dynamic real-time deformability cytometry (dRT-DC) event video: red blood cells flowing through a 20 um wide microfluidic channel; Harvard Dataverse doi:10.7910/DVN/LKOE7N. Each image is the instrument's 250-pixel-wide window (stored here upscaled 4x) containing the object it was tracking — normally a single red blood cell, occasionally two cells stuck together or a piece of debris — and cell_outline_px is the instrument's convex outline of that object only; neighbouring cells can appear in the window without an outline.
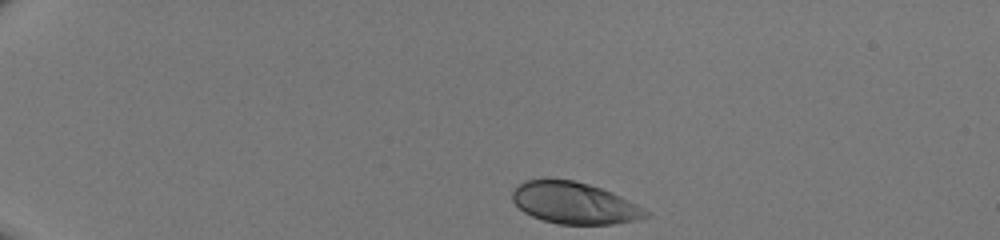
{"species": "human", "species_latin": "Homo sapiens", "temperature_condition": "room temperature", "stored_images_in_passage": 36, "camera_frame_rate_fps": 3000, "um_per_image_px": 0.085, "donor": {"sex": "male"}, "frame": {"image": 1, "passage_image": 1, "time_ms": 0.0, "image_size_px": [1000, 240], "cell_outline_px": [[648, 216], [636, 220], [612, 224], [560, 224], [544, 220], [532, 216], [524, 212], [512, 200], [512, 192], [516, 184], [524, 180], [572, 180], [588, 184], [612, 192], [644, 208], [648, 212]], "centroid_in_image_um": [48.8, 17.26], "position_along_channel_um": 36.2, "area_um2": 32.02}}
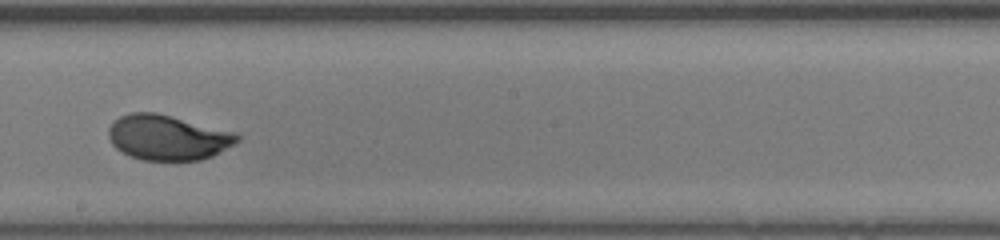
{"frame": {"image": 2, "passage_image": 21, "time_ms": 6.667, "image_size_px": [1000, 240], "cell_outline_px": [[240, 140], [212, 156], [200, 160], [140, 160], [116, 148], [112, 144], [108, 136], [108, 128], [120, 116], [132, 112], [156, 112], [236, 132], [240, 136]], "centroid_in_image_um": [14.26, 11.68], "position_along_channel_um": 233.9, "area_um2": 33.7}}
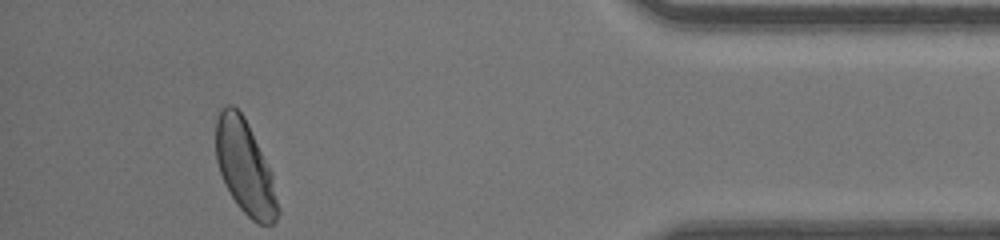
{"frame": {"image": 3, "passage_image": 36, "time_ms": 11.667, "image_size_px": [1000, 240], "cell_outline_px": [[280, 212], [276, 220], [272, 224], [260, 224], [252, 220], [236, 204], [224, 184], [216, 160], [216, 120], [220, 108], [228, 104], [232, 104], [244, 116], [272, 172]], "centroid_in_image_um": [20.82, 14.22], "position_along_channel_um": 414.4, "area_um2": 33.99}}